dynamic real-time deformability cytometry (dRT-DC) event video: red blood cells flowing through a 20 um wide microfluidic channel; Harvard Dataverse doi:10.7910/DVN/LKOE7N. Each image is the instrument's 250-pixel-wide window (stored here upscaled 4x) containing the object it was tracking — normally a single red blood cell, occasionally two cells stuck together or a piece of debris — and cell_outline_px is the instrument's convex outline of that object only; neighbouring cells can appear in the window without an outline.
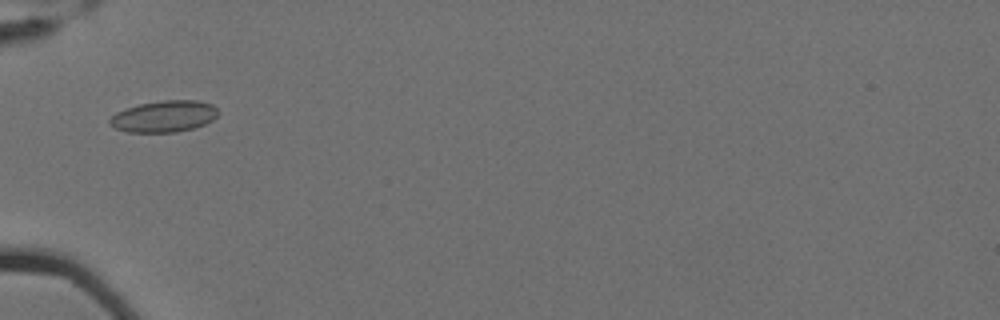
{"species": "Egyptian fruit bat (a non-hibernating species)", "species_latin": "Rousettus aegyptiacus", "temperature_condition": "cold", "stored_images_in_passage": 10, "camera_frame_rate_fps": 3000, "um_per_image_px": 0.085, "animal": {"sex": "female"}, "frame": {"image": 1, "passage_image": 5, "time_ms": 1.333, "image_size_px": [1000, 320], "cell_outline_px": [[220, 112], [212, 120], [204, 124], [192, 128], [176, 132], [128, 132], [116, 128], [108, 124], [108, 120], [116, 112], [140, 104], [164, 100], [200, 100], [212, 104]], "centroid_in_image_um": [13.95, 9.88], "position_along_channel_um": 71.0, "area_um2": 19.83}}
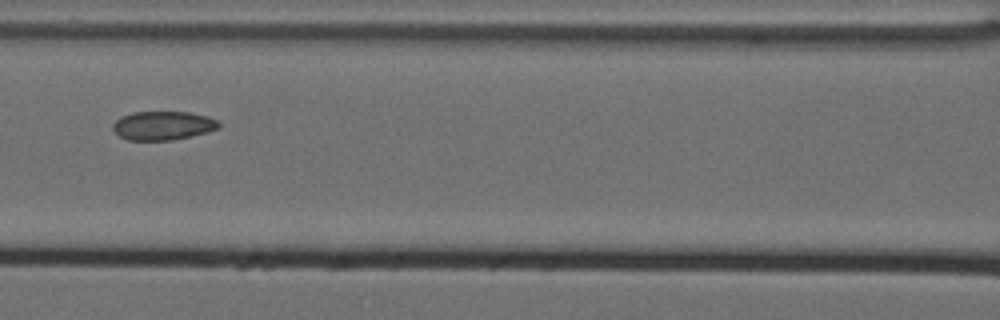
{"frame": {"image": 2, "passage_image": 7, "time_ms": 2.0, "image_size_px": [1000, 320], "cell_outline_px": [[220, 128], [208, 132], [192, 136], [172, 140], [128, 140], [120, 136], [112, 128], [112, 124], [120, 116], [132, 112], [192, 112], [208, 116], [216, 120], [220, 124]], "centroid_in_image_um": [13.86, 10.67], "position_along_channel_um": 152.7, "area_um2": 17.92}}
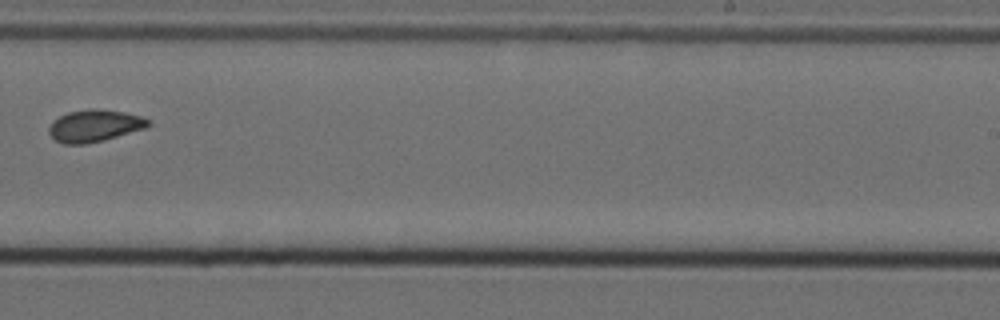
{"frame": {"image": 3, "passage_image": 10, "time_ms": 3.0, "image_size_px": [1000, 320], "cell_outline_px": [[152, 124], [144, 128], [104, 140], [88, 144], [64, 144], [56, 140], [48, 132], [48, 128], [52, 120], [68, 112], [92, 108], [96, 108], [124, 112], [140, 116], [148, 120]], "centroid_in_image_um": [8.0, 10.69], "position_along_channel_um": 281.0, "area_um2": 18.5}}